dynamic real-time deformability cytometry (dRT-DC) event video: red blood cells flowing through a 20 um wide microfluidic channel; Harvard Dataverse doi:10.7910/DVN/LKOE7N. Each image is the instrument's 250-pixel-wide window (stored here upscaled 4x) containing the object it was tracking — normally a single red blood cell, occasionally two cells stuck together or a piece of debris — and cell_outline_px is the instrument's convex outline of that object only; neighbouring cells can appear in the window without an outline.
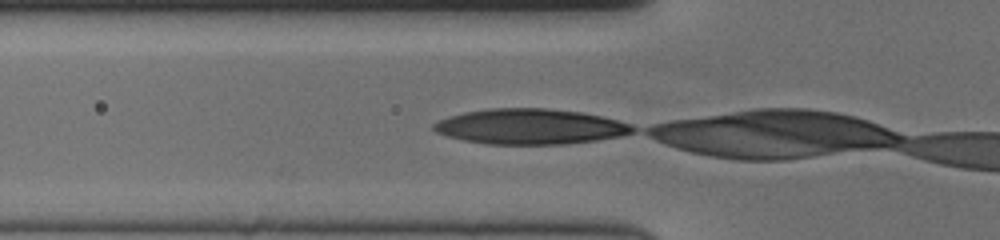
{"species": "human", "species_latin": "Homo sapiens", "temperature_condition": "cold", "stored_images_in_passage": 14, "camera_frame_rate_fps": 3000, "um_per_image_px": 0.085, "donor": {"sex": "female"}, "frame": {"image": 1, "passage_image": 14, "time_ms": 4.333, "image_size_px": [1000, 240], "cell_outline_px": [[904, 140], [896, 144], [792, 156], [724, 156], [700, 152], [684, 148], [672, 144], [656, 136], [652, 132], [652, 128], [668, 124], [692, 120], [720, 116], [752, 112], [824, 112], [848, 116], [872, 124], [892, 132], [900, 136]], "centroid_in_image_um": [65.9, 11.4], "position_along_channel_um": 59.9, "area_um2": 59.3}}